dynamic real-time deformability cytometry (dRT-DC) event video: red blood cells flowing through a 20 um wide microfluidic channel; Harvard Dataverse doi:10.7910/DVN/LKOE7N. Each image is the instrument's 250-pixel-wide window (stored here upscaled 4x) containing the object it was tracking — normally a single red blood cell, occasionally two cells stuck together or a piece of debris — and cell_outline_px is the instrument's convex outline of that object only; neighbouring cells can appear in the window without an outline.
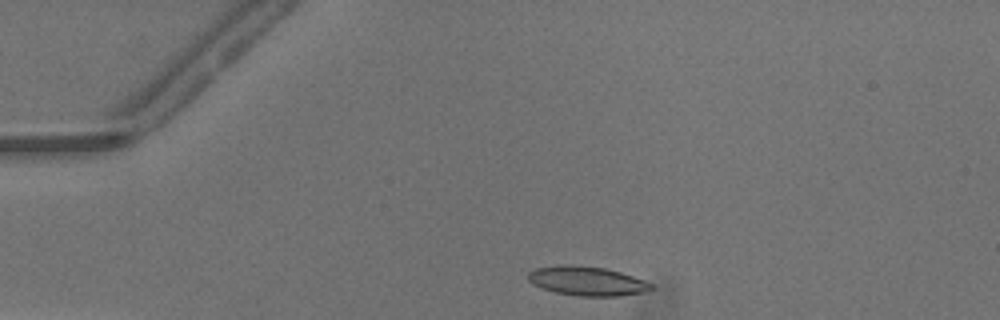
{"species": "common noctule bat (a hibernating species)", "species_latin": "Nyctalus noctula", "temperature_condition": "warm", "stored_images_in_passage": 30, "camera_frame_rate_fps": 3000, "um_per_image_px": 0.085, "animal": {"sex": "male", "body_mass_g": 13.3}, "frame": {"image": 1, "passage_image": 2, "time_ms": 0.333, "image_size_px": [1000, 320], "cell_outline_px": [[652, 288], [648, 292], [620, 296], [580, 296], [556, 292], [540, 288], [532, 284], [528, 280], [528, 272], [536, 268], [560, 264], [576, 264], [604, 268], [620, 272], [644, 280], [652, 284]], "centroid_in_image_um": [49.88, 23.88], "position_along_channel_um": 35.1, "area_um2": 21.15}}
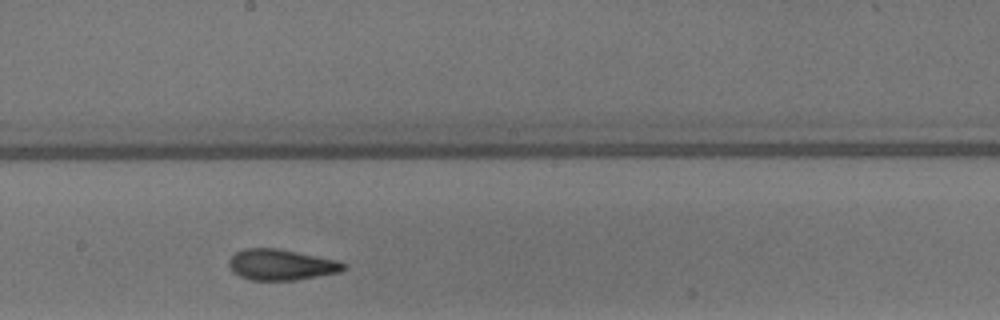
{"frame": {"image": 2, "passage_image": 19, "time_ms": 6.0, "image_size_px": [1000, 320], "cell_outline_px": [[348, 268], [340, 272], [296, 280], [252, 280], [240, 276], [232, 272], [228, 264], [228, 260], [236, 252], [244, 248], [276, 248], [340, 260], [348, 264]], "centroid_in_image_um": [23.94, 22.5], "position_along_channel_um": 224.3, "area_um2": 20.87}}
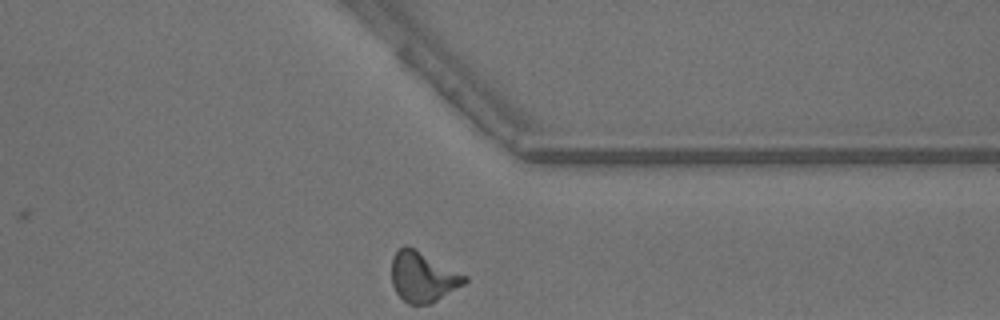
{"frame": {"image": 3, "passage_image": 30, "time_ms": 9.667, "image_size_px": [1000, 320], "cell_outline_px": [[468, 280], [464, 284], [436, 300], [428, 304], [408, 304], [396, 292], [392, 284], [392, 256], [404, 244], [408, 244], [468, 276]], "centroid_in_image_um": [35.94, 23.5], "position_along_channel_um": 375.5, "area_um2": 21.33}, "authors_computed_cell_mechanics": {"area_um2": 20.5768, "velocity_mm_per_s": 4.2065, "shape_relaxation_time_tau1_ms": 5.1064, "shape_relaxation_time_tau2_ms": 1.5131, "deformation_change_tau1": 0.2174, "deformation_change_tau2": 0.0997}}